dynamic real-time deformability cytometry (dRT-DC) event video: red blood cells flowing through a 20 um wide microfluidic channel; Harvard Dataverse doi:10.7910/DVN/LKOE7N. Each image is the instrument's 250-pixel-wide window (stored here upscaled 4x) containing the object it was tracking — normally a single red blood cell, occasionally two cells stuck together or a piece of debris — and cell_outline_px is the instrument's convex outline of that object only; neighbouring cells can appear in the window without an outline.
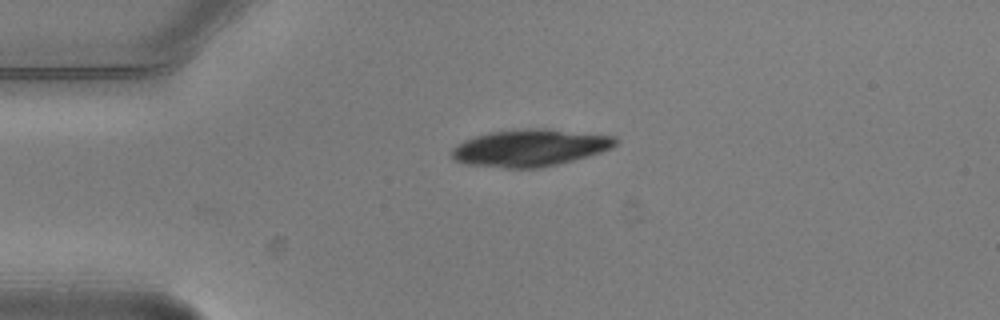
{"species": "common noctule bat (a hibernating species)", "species_latin": "Nyctalus noctula", "temperature_condition": "warm", "stored_images_in_passage": 4, "camera_frame_rate_fps": 3000, "um_per_image_px": 0.085, "animal": {"sex": "male", "body_mass_g": 20.5, "forearm_length_mm": 52.5}, "frame": {"image": 1, "passage_image": 4, "time_ms": 1.0, "image_size_px": [1000, 320], "cell_outline_px": [[616, 144], [612, 148], [588, 156], [540, 168], [504, 168], [468, 164], [456, 160], [452, 156], [452, 148], [464, 140], [476, 136], [492, 132], [560, 132], [616, 136]], "centroid_in_image_um": [45.0, 12.64], "position_along_channel_um": 40.0, "area_um2": 33.23}}